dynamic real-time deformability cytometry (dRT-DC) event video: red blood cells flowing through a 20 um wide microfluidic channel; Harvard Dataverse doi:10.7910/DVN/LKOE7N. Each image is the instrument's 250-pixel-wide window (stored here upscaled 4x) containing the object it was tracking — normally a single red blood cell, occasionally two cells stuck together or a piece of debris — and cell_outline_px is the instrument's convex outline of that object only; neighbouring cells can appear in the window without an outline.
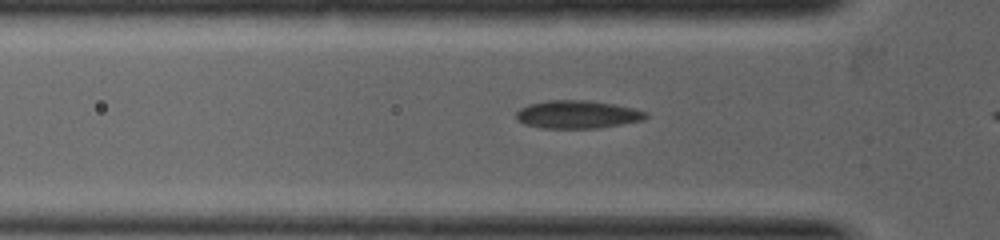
{"species": "common noctule bat (a hibernating species)", "species_latin": "Nyctalus noctula", "temperature_condition": "warm", "stored_images_in_passage": 9, "camera_frame_rate_fps": 5000, "um_per_image_px": 0.085, "animal": {"sex": "female", "body_mass_g": 19.0, "forearm_length_mm": 53.3}, "frame": {"image": 1, "passage_image": 7, "time_ms": 1.0, "image_size_px": [1000, 240], "cell_outline_px": [[648, 116], [644, 120], [596, 128], [544, 128], [524, 124], [516, 120], [516, 112], [520, 108], [528, 104], [548, 100], [588, 100], [616, 104], [648, 112]], "centroid_in_image_um": [49.07, 9.72], "position_along_channel_um": 76.7, "area_um2": 21.21}}